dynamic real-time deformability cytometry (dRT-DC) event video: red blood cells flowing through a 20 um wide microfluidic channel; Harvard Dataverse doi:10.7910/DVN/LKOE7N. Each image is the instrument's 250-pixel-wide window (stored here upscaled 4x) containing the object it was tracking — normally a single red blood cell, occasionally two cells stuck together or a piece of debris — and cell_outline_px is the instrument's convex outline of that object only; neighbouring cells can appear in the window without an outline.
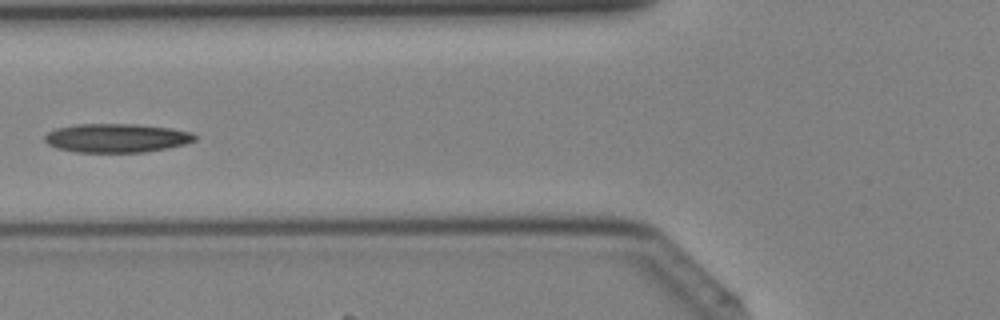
{"species": "Egyptian fruit bat (a non-hibernating species)", "species_latin": "Rousettus aegyptiacus", "temperature_condition": "cold", "stored_images_in_passage": 4, "camera_frame_rate_fps": 3000, "um_per_image_px": 0.085, "animal": {"sex": "female"}, "frame": {"image": 1, "passage_image": 4, "time_ms": 1.0, "image_size_px": [1000, 320], "cell_outline_px": [[196, 140], [184, 144], [168, 148], [144, 152], [76, 152], [56, 148], [48, 144], [44, 140], [44, 136], [48, 132], [56, 128], [76, 124], [140, 124], [172, 128], [192, 132], [196, 136]], "centroid_in_image_um": [9.91, 11.72], "position_along_channel_um": 115.9, "area_um2": 25.37}}